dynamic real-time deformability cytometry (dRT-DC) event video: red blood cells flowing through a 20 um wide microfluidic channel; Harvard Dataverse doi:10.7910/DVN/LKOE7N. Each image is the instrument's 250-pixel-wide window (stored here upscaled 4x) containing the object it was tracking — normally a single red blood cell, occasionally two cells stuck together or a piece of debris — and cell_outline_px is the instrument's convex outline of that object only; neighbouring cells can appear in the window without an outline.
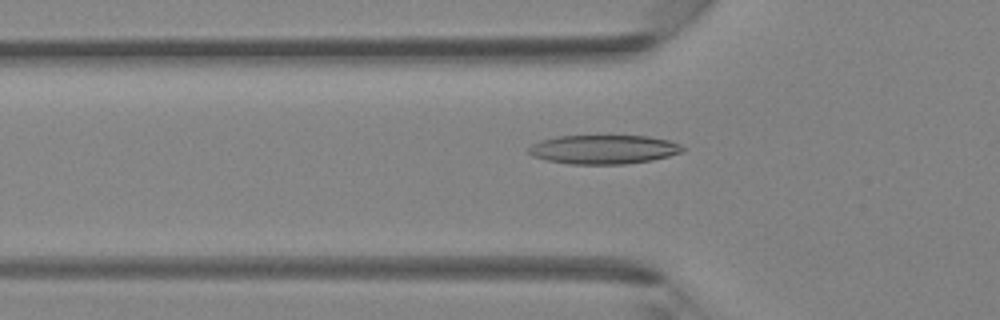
{"species": "Egyptian fruit bat (a non-hibernating species)", "species_latin": "Rousettus aegyptiacus", "temperature_condition": "room temperature", "stored_images_in_passage": 43, "camera_frame_rate_fps": 3000, "um_per_image_px": 0.085, "animal": {"sex": "female"}, "frame": {"image": 1, "passage_image": 14, "time_ms": 4.333, "image_size_px": [1000, 320], "cell_outline_px": [[684, 152], [652, 160], [624, 164], [568, 164], [548, 160], [532, 156], [528, 152], [528, 148], [532, 144], [540, 140], [556, 136], [648, 136], [668, 140], [680, 144], [684, 148]], "centroid_in_image_um": [51.3, 12.7], "position_along_channel_um": 74.5, "area_um2": 26.07}}
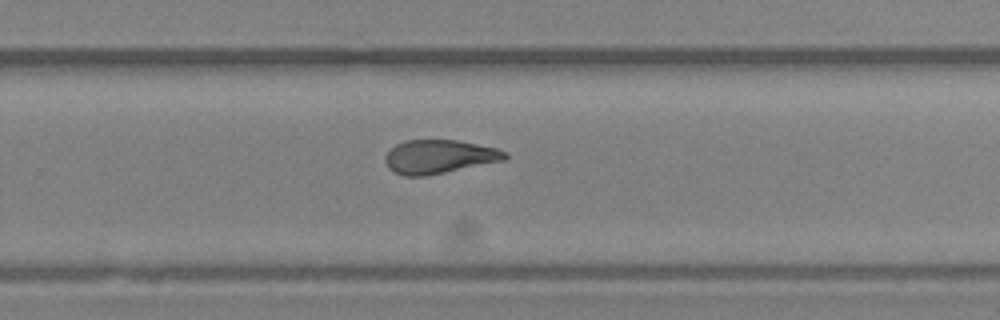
{"frame": {"image": 2, "passage_image": 28, "time_ms": 9.0, "image_size_px": [1000, 320], "cell_outline_px": [[508, 160], [424, 176], [404, 176], [388, 168], [384, 160], [384, 156], [396, 144], [404, 140], [456, 140], [496, 148], [508, 152]], "centroid_in_image_um": [37.35, 13.32], "position_along_channel_um": 292.5, "area_um2": 23.58}}
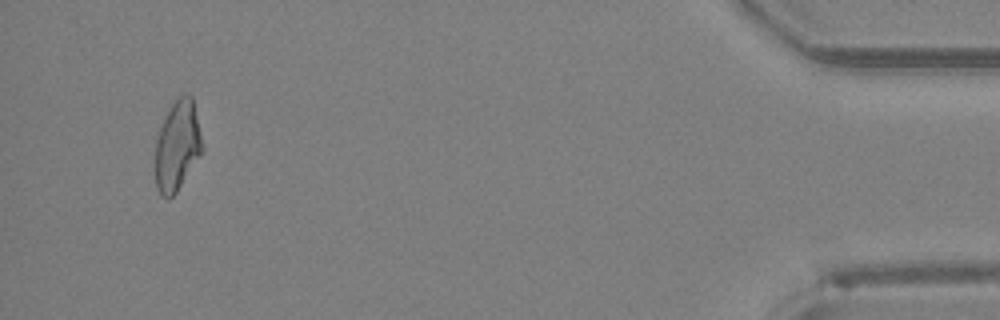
{"frame": {"image": 3, "passage_image": 41, "time_ms": 13.333, "image_size_px": [1000, 320], "cell_outline_px": [[204, 148], [176, 192], [168, 200], [160, 196], [156, 188], [156, 140], [160, 128], [172, 104], [180, 96], [188, 92], [192, 96]], "centroid_in_image_um": [15.07, 12.41], "position_along_channel_um": 420.1, "area_um2": 24.28}}